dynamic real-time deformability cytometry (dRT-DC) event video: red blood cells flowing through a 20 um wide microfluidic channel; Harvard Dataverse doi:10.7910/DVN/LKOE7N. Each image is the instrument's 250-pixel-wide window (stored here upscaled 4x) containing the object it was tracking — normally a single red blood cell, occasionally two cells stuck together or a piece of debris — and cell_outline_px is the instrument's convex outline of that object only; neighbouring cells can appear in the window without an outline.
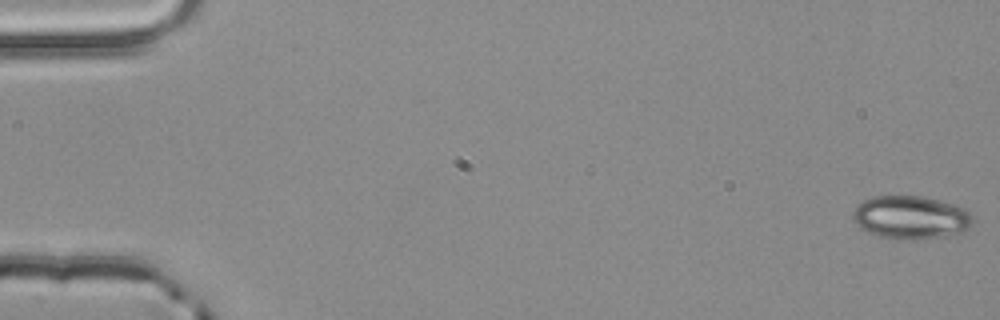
{"species": "common noctule bat (a hibernating species)", "species_latin": "Nyctalus noctula", "temperature_condition": "room temperature", "stored_images_in_passage": 4, "camera_frame_rate_fps": 3000, "um_per_image_px": 0.085, "animal": {"sex": "male", "body_mass_g": 20.4}, "frame": {"image": 1, "passage_image": 1, "time_ms": 0.0, "image_size_px": [1000, 320], "cell_outline_px": [[972, 224], [968, 228], [960, 232], [940, 236], [916, 240], [892, 240], [868, 232], [860, 228], [852, 220], [852, 212], [864, 200], [872, 196], [924, 196], [952, 204], [964, 208], [972, 216]], "centroid_in_image_um": [77.37, 18.49], "position_along_channel_um": 7.6, "area_um2": 30.17}}